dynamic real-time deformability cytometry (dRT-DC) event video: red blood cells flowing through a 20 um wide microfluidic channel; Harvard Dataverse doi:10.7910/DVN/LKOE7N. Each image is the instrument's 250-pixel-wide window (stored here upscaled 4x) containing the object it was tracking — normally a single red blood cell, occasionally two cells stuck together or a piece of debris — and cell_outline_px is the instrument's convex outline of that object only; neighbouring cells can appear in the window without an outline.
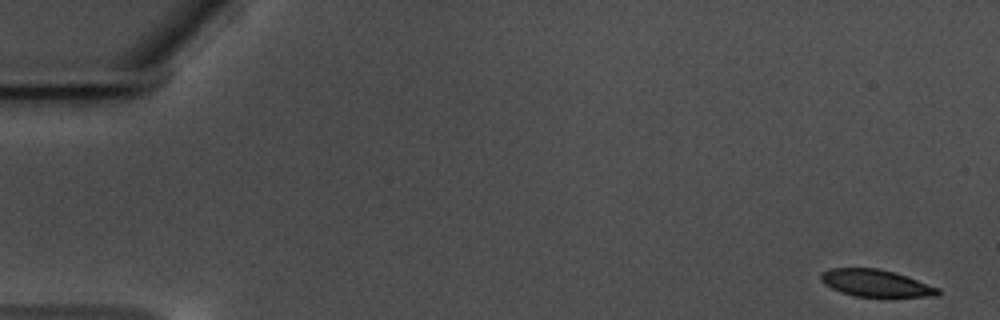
{"species": "common noctule bat (a hibernating species)", "species_latin": "Nyctalus noctula", "temperature_condition": "warm", "stored_images_in_passage": 58, "camera_frame_rate_fps": 3000, "um_per_image_px": 0.085, "animal": {"sex": "male", "body_mass_g": 17.5, "forearm_length_mm": 52.3}, "frame": {"image": 1, "passage_image": 1, "time_ms": 0.0, "image_size_px": [1000, 320], "cell_outline_px": [[940, 292], [936, 296], [856, 296], [840, 292], [824, 284], [820, 280], [820, 272], [832, 268], [876, 268], [892, 272], [940, 288]], "centroid_in_image_um": [74.38, 24.06], "position_along_channel_um": 10.6, "area_um2": 18.09}}
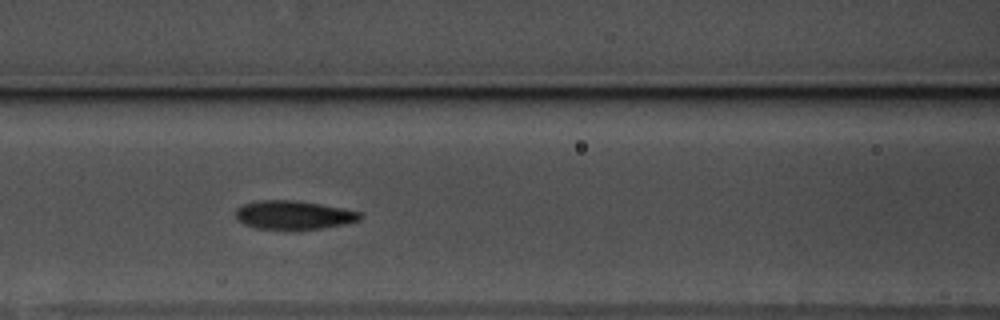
{"frame": {"image": 2, "passage_image": 25, "time_ms": 8.0, "image_size_px": [1000, 320], "cell_outline_px": [[364, 216], [360, 220], [344, 224], [320, 228], [256, 228], [244, 224], [236, 220], [236, 208], [244, 204], [260, 200], [296, 200], [344, 208], [364, 212]], "centroid_in_image_um": [25.0, 18.25], "position_along_channel_um": 141.6, "area_um2": 20.63}}
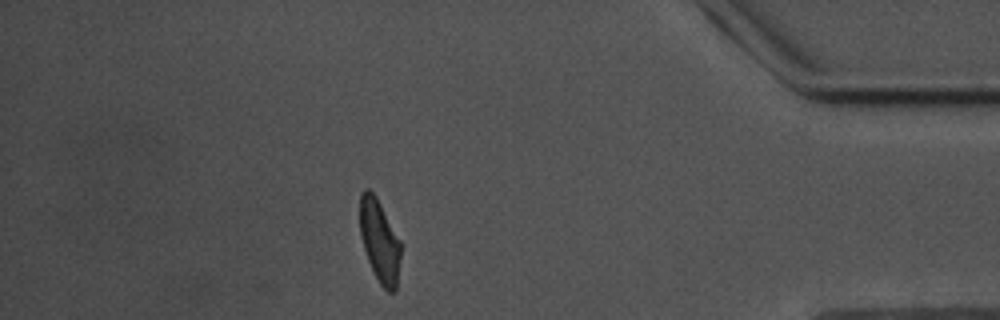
{"frame": {"image": 3, "passage_image": 51, "time_ms": 16.667, "image_size_px": [1000, 320], "cell_outline_px": [[400, 256], [396, 292], [388, 292], [380, 284], [368, 260], [364, 248], [360, 232], [360, 196], [364, 188], [368, 188], [376, 196], [400, 240]], "centroid_in_image_um": [32.26, 20.48], "position_along_channel_um": 402.9, "area_um2": 19.42}, "authors_computed_cell_mechanics": {"area_um2": 20.6924, "velocity_mm_per_s": 3.4735, "shape_relaxation_time_tau1_ms": 2.9539, "shape_relaxation_time_tau2_ms": 1.6895, "deformation_change_tau1": 0.1349, "deformation_change_tau2": 0.0869}}